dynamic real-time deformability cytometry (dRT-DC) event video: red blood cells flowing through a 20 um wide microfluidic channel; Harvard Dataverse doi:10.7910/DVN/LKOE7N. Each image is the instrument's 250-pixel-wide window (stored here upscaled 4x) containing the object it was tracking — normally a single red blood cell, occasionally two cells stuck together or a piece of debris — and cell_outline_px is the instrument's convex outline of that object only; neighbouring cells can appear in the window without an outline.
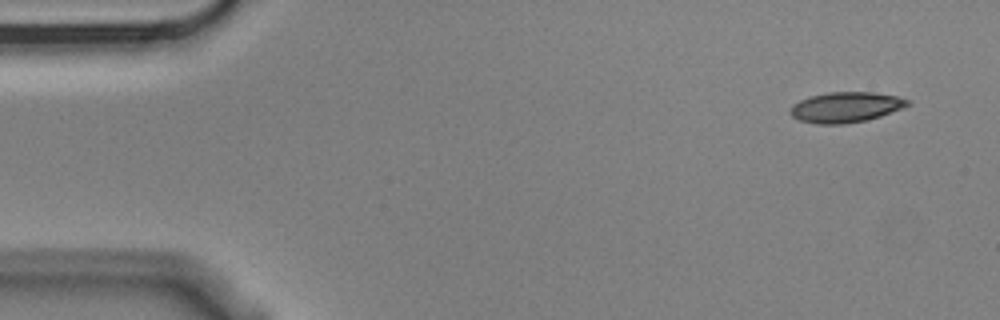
{"species": "Egyptian fruit bat (a non-hibernating species)", "species_latin": "Rousettus aegyptiacus", "temperature_condition": "cold", "stored_images_in_passage": 4, "camera_frame_rate_fps": 3000, "um_per_image_px": 0.085, "animal": {"sex": "male"}, "frame": {"image": 1, "passage_image": 1, "time_ms": 0.0, "image_size_px": [1000, 320], "cell_outline_px": [[912, 104], [904, 108], [868, 120], [844, 124], [816, 124], [800, 120], [792, 116], [788, 112], [792, 104], [808, 96], [828, 92], [872, 92], [896, 96], [912, 100]], "centroid_in_image_um": [71.9, 9.11], "position_along_channel_um": 13.1, "area_um2": 21.1}}
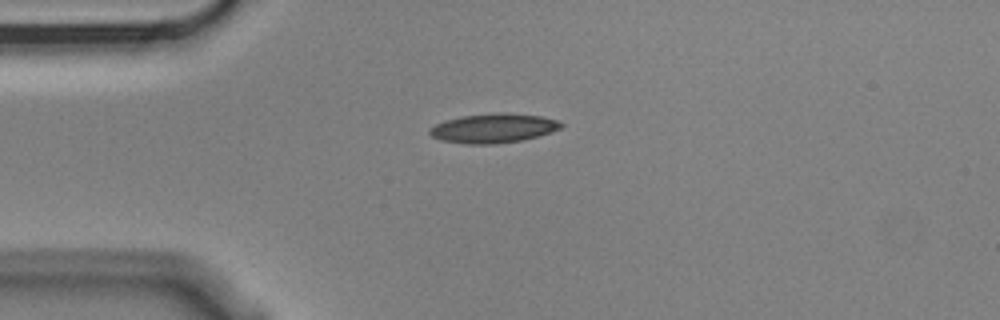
{"frame": {"image": 2, "passage_image": 4, "time_ms": 1.0, "image_size_px": [1000, 320], "cell_outline_px": [[564, 124], [560, 128], [536, 136], [520, 140], [496, 144], [464, 144], [440, 140], [432, 136], [428, 132], [428, 128], [444, 120], [460, 116], [500, 112], [504, 112], [540, 116], [556, 120]], "centroid_in_image_um": [41.86, 10.89], "position_along_channel_um": 43.1, "area_um2": 22.37}}